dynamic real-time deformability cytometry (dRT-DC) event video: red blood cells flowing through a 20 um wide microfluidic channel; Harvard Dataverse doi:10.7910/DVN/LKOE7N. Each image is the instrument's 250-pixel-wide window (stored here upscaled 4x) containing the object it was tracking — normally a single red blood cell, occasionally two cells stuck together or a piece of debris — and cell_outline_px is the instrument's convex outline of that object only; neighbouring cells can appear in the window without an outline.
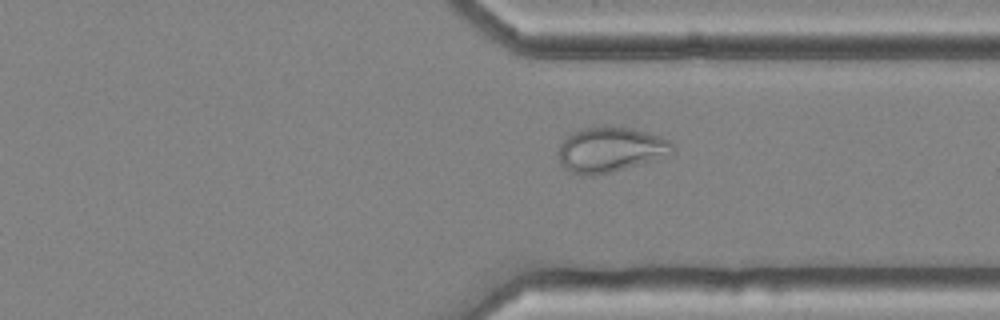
{"species": "common noctule bat (a hibernating species)", "species_latin": "Nyctalus noctula", "temperature_condition": "cold", "stored_images_in_passage": 48, "camera_frame_rate_fps": 3000, "um_per_image_px": 0.085, "animal": {"sex": "female", "body_mass_g": 25.1}, "frame": {"image": 1, "passage_image": 35, "time_ms": 11.333, "image_size_px": [1000, 320], "cell_outline_px": [[676, 148], [668, 156], [612, 172], [592, 176], [584, 176], [572, 172], [564, 168], [560, 164], [560, 144], [572, 132], [584, 128], [600, 124], [604, 124], [632, 128], [660, 136], [668, 140]], "centroid_in_image_um": [51.89, 12.7], "position_along_channel_um": 359.5, "area_um2": 30.29}}